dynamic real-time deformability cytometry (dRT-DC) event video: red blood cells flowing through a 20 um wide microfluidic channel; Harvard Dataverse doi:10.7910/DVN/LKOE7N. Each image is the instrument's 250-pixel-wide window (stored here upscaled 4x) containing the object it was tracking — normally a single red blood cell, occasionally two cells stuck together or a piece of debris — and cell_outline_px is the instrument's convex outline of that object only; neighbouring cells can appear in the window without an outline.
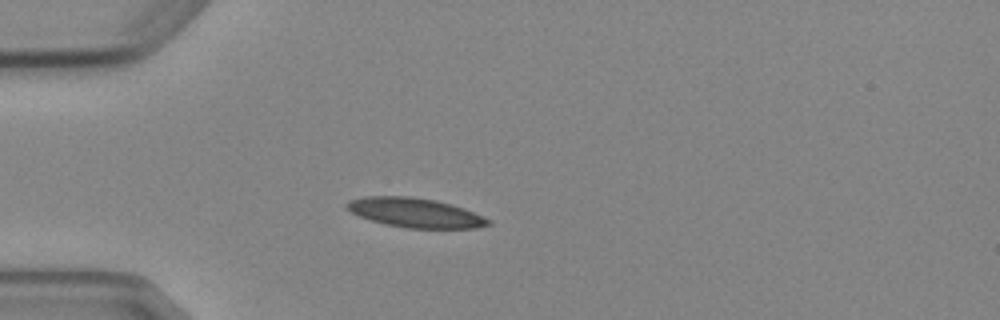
{"species": "Egyptian fruit bat (a non-hibernating species)", "species_latin": "Rousettus aegyptiacus", "temperature_condition": "cold", "stored_images_in_passage": 3, "camera_frame_rate_fps": 3000, "um_per_image_px": 0.085, "animal": {"sex": "female"}, "frame": {"image": 1, "passage_image": 3, "time_ms": 3.333, "image_size_px": [1000, 320], "cell_outline_px": [[492, 224], [476, 228], [408, 228], [384, 224], [360, 216], [344, 208], [344, 204], [348, 200], [364, 196], [408, 196], [436, 200], [452, 204], [464, 208], [492, 220]], "centroid_in_image_um": [35.28, 18.07], "position_along_channel_um": 49.7, "area_um2": 24.39}}